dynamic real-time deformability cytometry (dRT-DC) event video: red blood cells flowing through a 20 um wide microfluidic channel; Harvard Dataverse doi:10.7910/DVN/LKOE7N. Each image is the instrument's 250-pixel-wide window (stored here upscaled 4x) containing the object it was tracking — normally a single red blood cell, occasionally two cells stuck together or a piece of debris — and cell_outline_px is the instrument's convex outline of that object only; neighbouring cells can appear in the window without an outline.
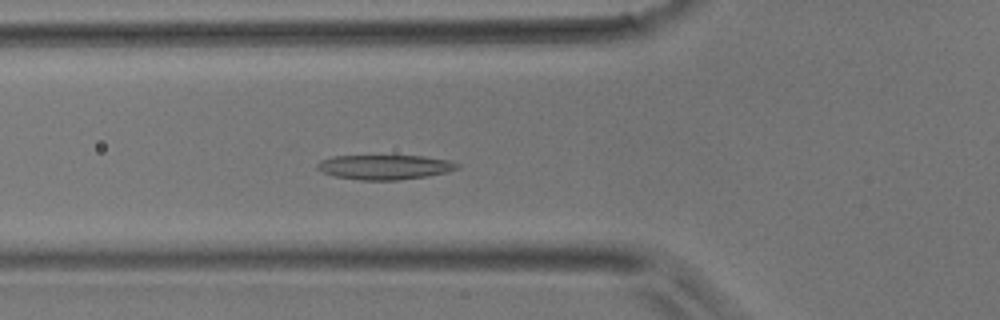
{"species": "common noctule bat (a hibernating species)", "species_latin": "Nyctalus noctula", "temperature_condition": "room temperature", "stored_images_in_passage": 49, "camera_frame_rate_fps": 3000, "um_per_image_px": 0.085, "animal": {"sex": "male", "body_mass_g": 17.9}, "frame": {"image": 1, "passage_image": 18, "time_ms": 5.667, "image_size_px": [1000, 320], "cell_outline_px": [[460, 168], [448, 172], [428, 176], [396, 180], [360, 180], [336, 176], [324, 172], [316, 168], [316, 164], [320, 160], [332, 156], [424, 156], [448, 160], [460, 164]], "centroid_in_image_um": [32.73, 14.2], "position_along_channel_um": 93.1, "area_um2": 20.11}}
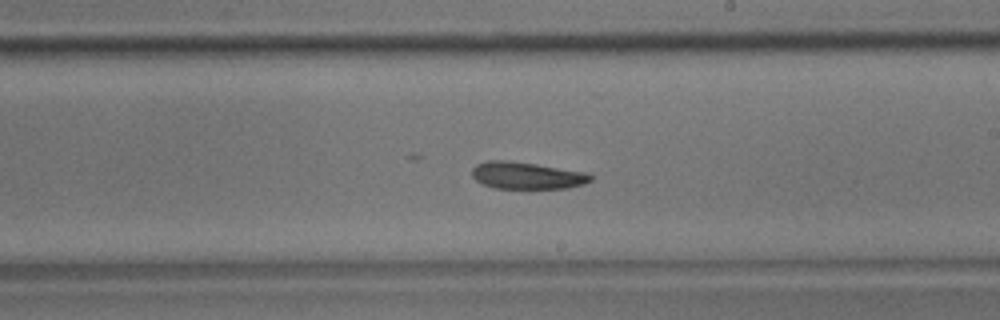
{"frame": {"image": 2, "passage_image": 29, "time_ms": 9.333, "image_size_px": [1000, 320], "cell_outline_px": [[592, 180], [584, 184], [568, 188], [492, 188], [476, 180], [472, 176], [472, 168], [476, 164], [488, 160], [504, 160], [536, 164], [584, 172], [592, 176]], "centroid_in_image_um": [44.75, 14.92], "position_along_channel_um": 244.2, "area_um2": 18.55}}
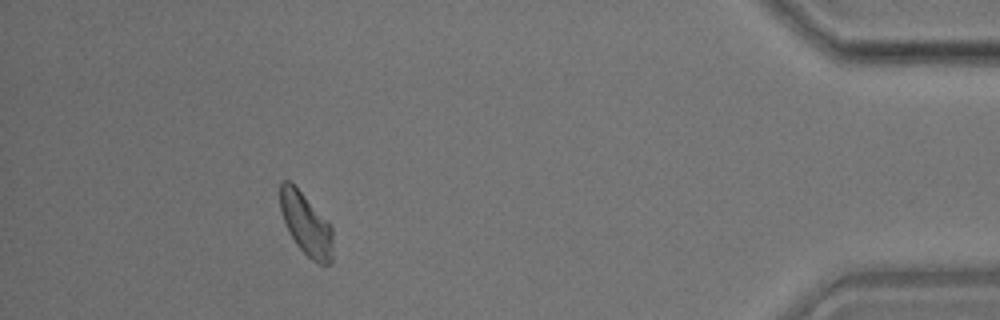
{"frame": {"image": 3, "passage_image": 45, "time_ms": 14.667, "image_size_px": [1000, 320], "cell_outline_px": [[332, 264], [320, 264], [312, 260], [296, 244], [288, 232], [280, 208], [280, 184], [284, 180], [288, 180], [328, 220], [332, 228]], "centroid_in_image_um": [26.03, 19.08], "position_along_channel_um": 409.2, "area_um2": 18.9}}